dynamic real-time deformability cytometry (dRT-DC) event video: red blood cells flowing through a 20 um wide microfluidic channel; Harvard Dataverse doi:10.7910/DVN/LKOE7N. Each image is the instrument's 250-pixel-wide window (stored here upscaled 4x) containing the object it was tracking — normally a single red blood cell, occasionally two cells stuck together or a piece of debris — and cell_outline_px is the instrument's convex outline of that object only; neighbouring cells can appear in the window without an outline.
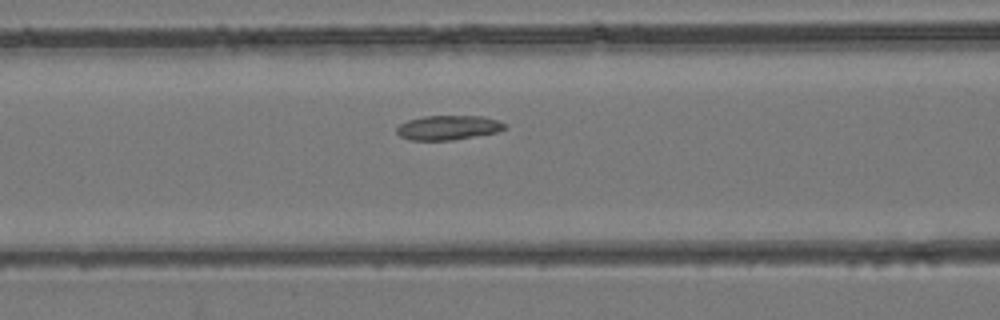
{"species": "common noctule bat (a hibernating species)", "species_latin": "Nyctalus noctula", "temperature_condition": "room temperature", "stored_images_in_passage": 5, "camera_frame_rate_fps": 3000, "um_per_image_px": 0.085, "animal": {"sex": "female", "body_mass_g": 24.6, "forearm_length_mm": 56.2}, "frame": {"image": 1, "passage_image": 5, "time_ms": 5.667, "image_size_px": [1000, 320], "cell_outline_px": [[508, 128], [496, 132], [452, 140], [408, 140], [400, 136], [396, 132], [396, 128], [400, 124], [408, 120], [424, 116], [484, 116], [496, 120], [504, 124]], "centroid_in_image_um": [38.07, 10.85], "position_along_channel_um": 128.5, "area_um2": 15.32}}